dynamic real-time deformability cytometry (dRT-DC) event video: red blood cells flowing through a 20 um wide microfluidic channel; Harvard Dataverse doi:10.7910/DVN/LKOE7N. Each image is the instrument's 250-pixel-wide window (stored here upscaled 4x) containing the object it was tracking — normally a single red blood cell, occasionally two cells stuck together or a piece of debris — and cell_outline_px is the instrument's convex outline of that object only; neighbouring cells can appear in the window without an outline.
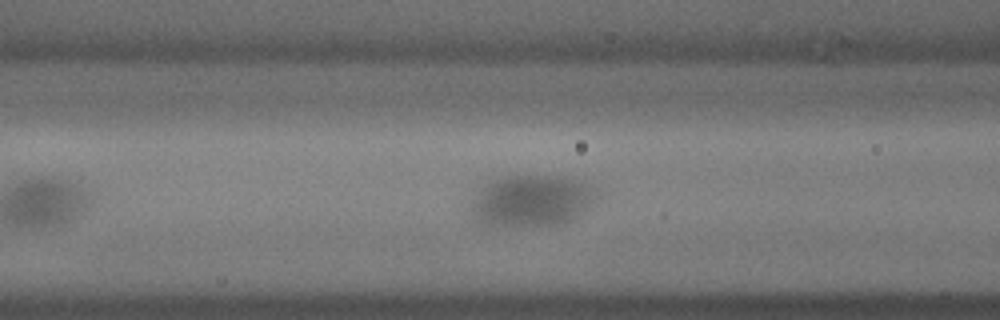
{"species": "common noctule bat (a hibernating species)", "species_latin": "Nyctalus noctula", "temperature_condition": "cold", "stored_images_in_passage": 23, "camera_frame_rate_fps": 3000, "um_per_image_px": 0.085, "animal": {"sex": "male", "body_mass_g": 18.8}, "frame": {"image": 1, "passage_image": 12, "time_ms": 3.667, "image_size_px": [1000, 320], "cell_outline_px": [[596, 200], [580, 216], [572, 220], [560, 224], [484, 224], [476, 220], [472, 216], [472, 204], [476, 188], [488, 180], [496, 176], [568, 176], [584, 180], [596, 184]], "centroid_in_image_um": [45.24, 16.99], "position_along_channel_um": 121.4, "area_um2": 38.21}}
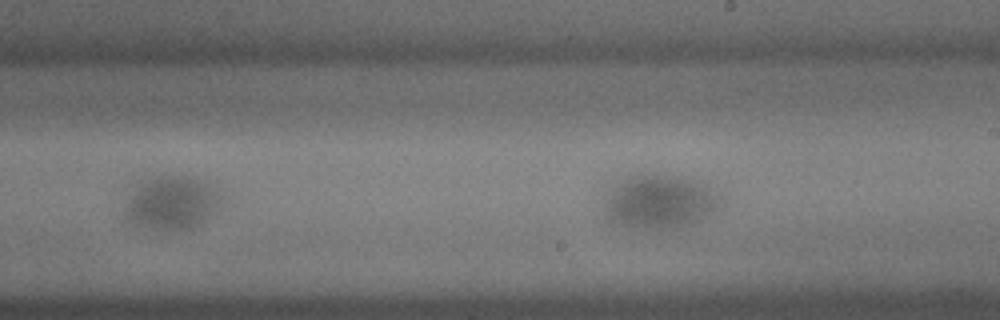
{"frame": {"image": 2, "passage_image": 21, "time_ms": 6.667, "image_size_px": [1000, 320], "cell_outline_px": [[224, 192], [220, 208], [204, 224], [192, 228], [144, 228], [132, 224], [124, 220], [124, 204], [132, 188], [136, 184], [156, 176], [184, 176], [204, 180]], "centroid_in_image_um": [14.63, 17.23], "position_along_channel_um": 274.4, "area_um2": 30.92}}